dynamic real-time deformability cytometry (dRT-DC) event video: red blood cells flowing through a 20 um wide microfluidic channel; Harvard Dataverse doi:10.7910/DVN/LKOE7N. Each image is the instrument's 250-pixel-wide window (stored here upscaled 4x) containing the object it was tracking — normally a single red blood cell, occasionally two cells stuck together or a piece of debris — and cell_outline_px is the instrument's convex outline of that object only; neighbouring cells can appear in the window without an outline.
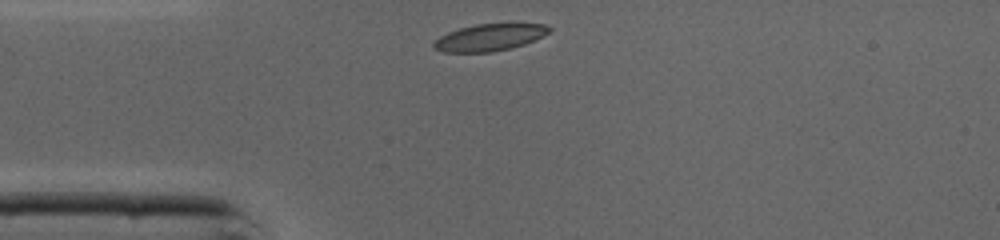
{"species": "common noctule bat (a hibernating species)", "species_latin": "Nyctalus noctula", "temperature_condition": "cold", "stored_images_in_passage": 26, "camera_frame_rate_fps": 3000, "um_per_image_px": 0.085, "animal": {"sex": "male", "body_mass_g": 19.0, "forearm_length_mm": 50.8}, "frame": {"image": 1, "passage_image": 1, "time_ms": 0.0, "image_size_px": [1000, 240], "cell_outline_px": [[552, 28], [548, 32], [524, 44], [492, 52], [444, 52], [432, 48], [432, 44], [440, 36], [448, 32], [460, 28], [476, 24], [544, 24]], "centroid_in_image_um": [41.54, 3.18], "position_along_channel_um": 43.5, "area_um2": 17.74}}
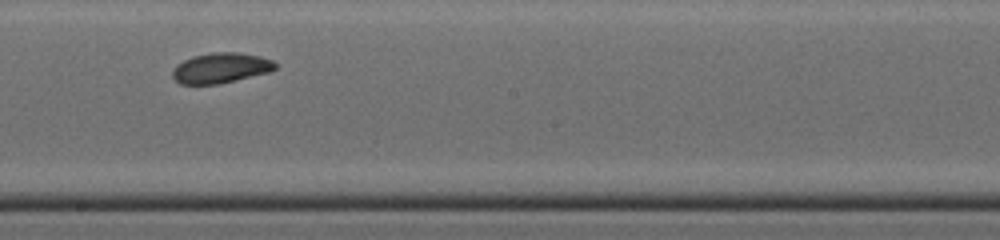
{"frame": {"image": 2, "passage_image": 15, "time_ms": 4.667, "image_size_px": [1000, 240], "cell_outline_px": [[276, 68], [268, 72], [220, 84], [180, 84], [172, 76], [172, 68], [176, 64], [192, 56], [212, 52], [240, 52], [260, 56], [272, 60], [276, 64]], "centroid_in_image_um": [18.74, 5.77], "position_along_channel_um": 229.5, "area_um2": 18.21}}
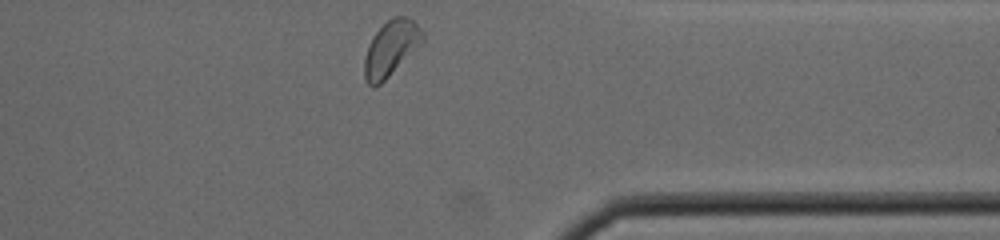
{"frame": {"image": 3, "passage_image": 26, "time_ms": 8.333, "image_size_px": [1000, 240], "cell_outline_px": [[424, 40], [376, 88], [372, 88], [364, 80], [364, 56], [368, 44], [372, 36], [392, 16], [408, 16], [424, 32]], "centroid_in_image_um": [33.19, 4.11], "position_along_channel_um": 378.2, "area_um2": 18.61}, "authors_computed_cell_mechanics": {"area_um2": 18.5249, "velocity_mm_per_s": 4.3194, "shape_relaxation_time_tau1_ms": 2.7748, "shape_relaxation_time_tau2_ms": 2.8013, "deformation_change_tau1": 0.1179, "deformation_change_tau2": 0.0718}}